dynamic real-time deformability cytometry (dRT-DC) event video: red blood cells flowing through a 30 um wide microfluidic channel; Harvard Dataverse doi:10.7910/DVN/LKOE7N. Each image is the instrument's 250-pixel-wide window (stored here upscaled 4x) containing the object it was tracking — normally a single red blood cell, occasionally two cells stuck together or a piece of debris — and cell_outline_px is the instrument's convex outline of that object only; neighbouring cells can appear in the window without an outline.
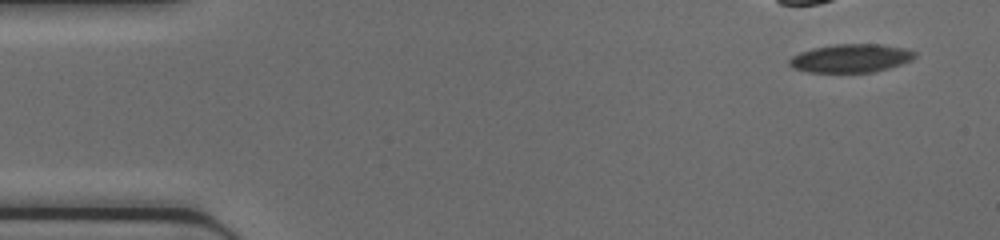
{"species": "common noctule bat (a hibernating species)", "species_latin": "Nyctalus noctula", "temperature_condition": "cold", "stored_images_in_passage": 7, "camera_frame_rate_fps": 3000, "um_per_image_px": 0.085, "animal": {"sex": "female", "body_mass_g": 17.0, "forearm_length_mm": 48.0}, "frame": {"image": 1, "passage_image": 1, "time_ms": 0.0, "image_size_px": [1000, 240], "cell_outline_px": [[916, 56], [912, 60], [888, 68], [872, 72], [808, 72], [792, 68], [788, 64], [788, 60], [792, 56], [800, 52], [812, 48], [836, 44], [880, 44], [904, 48], [916, 52]], "centroid_in_image_um": [72.29, 4.95], "position_along_channel_um": 12.7, "area_um2": 20.75}}